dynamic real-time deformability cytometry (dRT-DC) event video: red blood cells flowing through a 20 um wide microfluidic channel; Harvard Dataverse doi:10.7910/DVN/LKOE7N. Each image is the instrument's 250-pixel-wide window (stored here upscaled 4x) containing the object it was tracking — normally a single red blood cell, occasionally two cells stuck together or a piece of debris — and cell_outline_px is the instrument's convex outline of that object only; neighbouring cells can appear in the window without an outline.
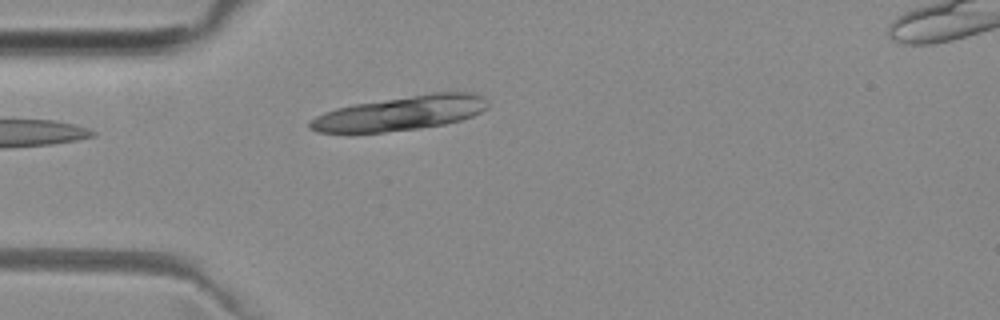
{"species": "common noctule bat (a hibernating species)", "species_latin": "Nyctalus noctula", "temperature_condition": "room temperature", "stored_images_in_passage": 39, "camera_frame_rate_fps": 3000, "um_per_image_px": 0.085, "animal": {"sex": "female", "body_mass_g": 29.2, "forearm_length_mm": 56.3}, "frame": {"image": 1, "passage_image": 1, "time_ms": 0.0, "image_size_px": [1000, 320], "cell_outline_px": [[488, 108], [472, 116], [460, 120], [444, 124], [420, 128], [384, 132], [316, 132], [308, 128], [308, 120], [324, 112], [336, 108], [352, 104], [432, 92], [472, 92], [484, 96], [488, 100]], "centroid_in_image_um": [34.05, 9.61], "position_along_channel_um": 51.0, "area_um2": 35.89}}
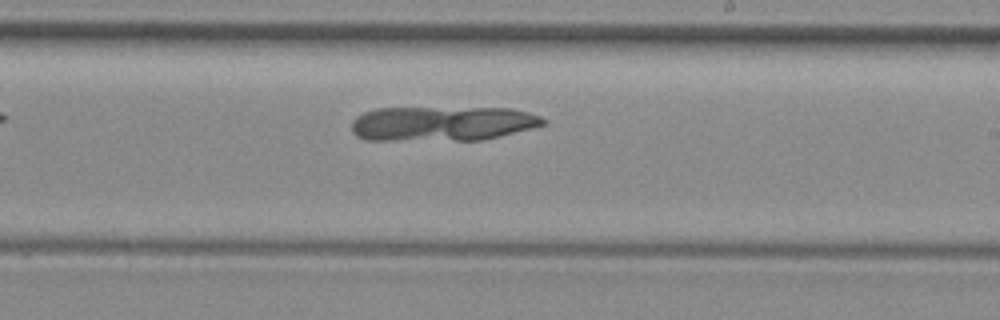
{"frame": {"image": 2, "passage_image": 17, "time_ms": 5.333, "image_size_px": [1000, 320], "cell_outline_px": [[548, 120], [544, 124], [480, 140], [368, 140], [356, 136], [352, 132], [352, 120], [356, 116], [364, 112], [376, 108], [512, 108], [528, 112], [540, 116]], "centroid_in_image_um": [37.53, 10.49], "position_along_channel_um": 251.5, "area_um2": 38.61}}
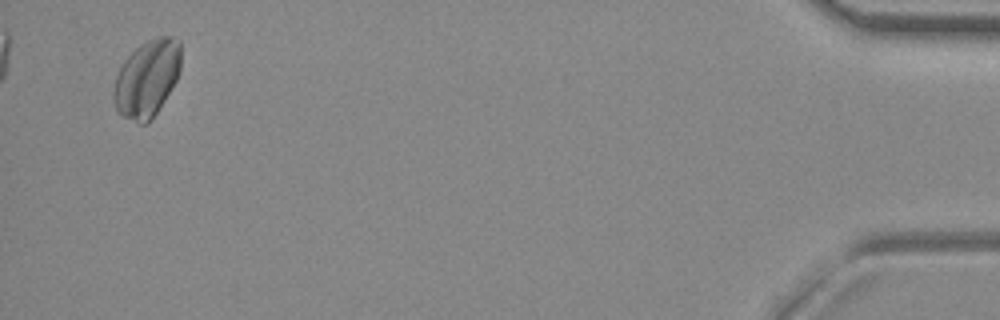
{"frame": {"image": 3, "passage_image": 37, "time_ms": 12.0, "image_size_px": [1000, 320], "cell_outline_px": [[180, 72], [172, 88], [148, 124], [140, 124], [120, 116], [116, 112], [112, 100], [112, 92], [116, 76], [124, 60], [140, 44], [148, 40], [160, 36], [172, 36], [180, 40]], "centroid_in_image_um": [12.47, 6.69], "position_along_channel_um": 422.7, "area_um2": 30.46}}